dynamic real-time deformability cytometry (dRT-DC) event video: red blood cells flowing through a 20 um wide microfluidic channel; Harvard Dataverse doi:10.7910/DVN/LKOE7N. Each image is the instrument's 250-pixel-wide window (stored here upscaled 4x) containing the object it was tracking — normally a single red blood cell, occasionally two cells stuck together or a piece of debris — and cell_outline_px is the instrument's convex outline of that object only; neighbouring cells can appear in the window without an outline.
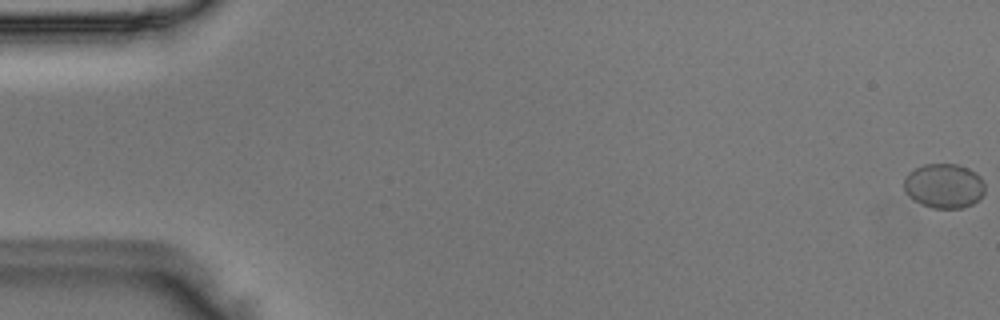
{"species": "Egyptian fruit bat (a non-hibernating species)", "species_latin": "Rousettus aegyptiacus", "temperature_condition": "room temperature", "stored_images_in_passage": 52, "camera_frame_rate_fps": 3000, "um_per_image_px": 0.085, "animal": {"sex": "male"}, "frame": {"image": 1, "passage_image": 1, "time_ms": 0.0, "image_size_px": [1000, 320], "cell_outline_px": [[984, 192], [972, 204], [960, 208], [932, 208], [920, 204], [908, 196], [904, 192], [904, 180], [908, 172], [924, 164], [956, 164], [968, 168], [976, 172], [980, 176], [984, 184]], "centroid_in_image_um": [80.21, 15.79], "position_along_channel_um": 4.8, "area_um2": 21.04}}
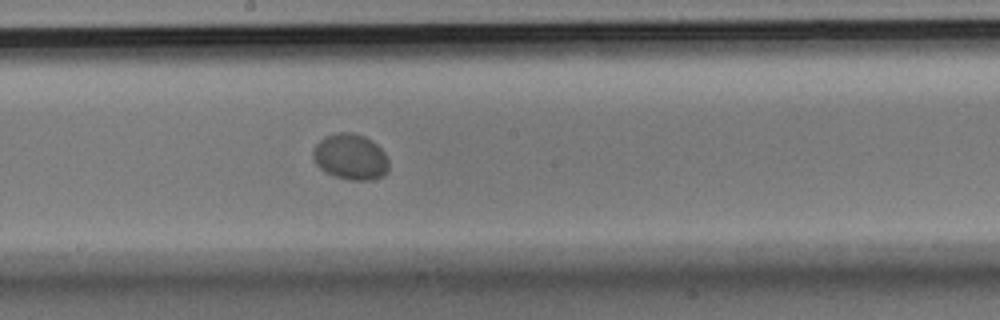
{"frame": {"image": 2, "passage_image": 29, "time_ms": 9.333, "image_size_px": [1000, 320], "cell_outline_px": [[388, 172], [384, 176], [368, 180], [348, 180], [324, 172], [312, 160], [312, 152], [316, 144], [320, 140], [336, 132], [352, 132], [364, 136], [372, 140], [384, 152], [388, 160]], "centroid_in_image_um": [29.79, 13.34], "position_along_channel_um": 218.4, "area_um2": 20.4}}
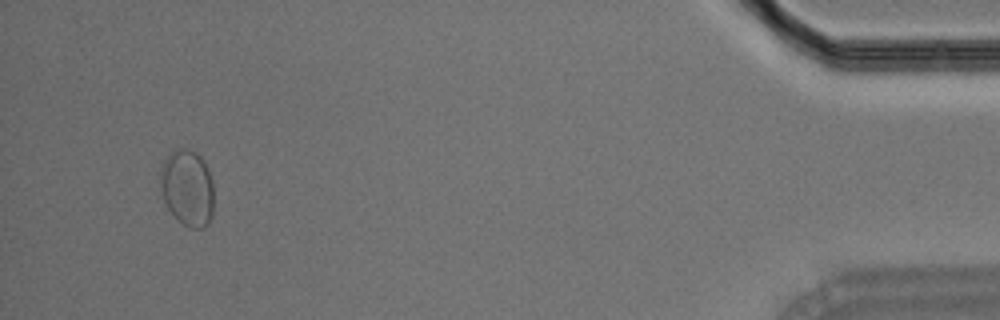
{"frame": {"image": 3, "passage_image": 50, "time_ms": 16.333, "image_size_px": [1000, 320], "cell_outline_px": [[212, 216], [208, 224], [204, 228], [192, 228], [184, 224], [164, 204], [160, 188], [160, 172], [164, 160], [172, 152], [180, 148], [188, 148], [196, 152], [204, 160], [208, 168], [212, 180]], "centroid_in_image_um": [15.92, 15.95], "position_along_channel_um": 419.3, "area_um2": 23.81}}